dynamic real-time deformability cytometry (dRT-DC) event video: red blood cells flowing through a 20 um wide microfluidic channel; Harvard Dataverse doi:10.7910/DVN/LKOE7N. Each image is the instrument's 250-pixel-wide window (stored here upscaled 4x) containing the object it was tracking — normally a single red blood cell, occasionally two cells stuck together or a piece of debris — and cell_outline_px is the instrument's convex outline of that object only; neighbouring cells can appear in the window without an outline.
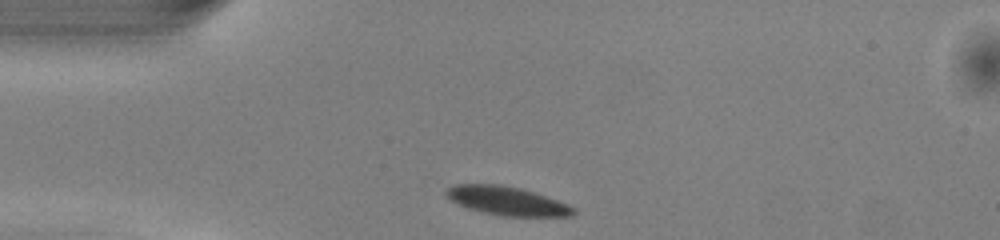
{"species": "common noctule bat (a hibernating species)", "species_latin": "Nyctalus noctula", "temperature_condition": "warm", "stored_images_in_passage": 39, "camera_frame_rate_fps": 3000, "um_per_image_px": 0.085, "animal": {"sex": "male", "body_mass_g": 13.0, "forearm_length_mm": 53.1}, "frame": {"image": 1, "passage_image": 1, "time_ms": 0.0, "image_size_px": [1000, 240], "cell_outline_px": [[576, 212], [572, 216], [500, 216], [480, 212], [468, 208], [452, 200], [444, 192], [452, 184], [500, 184], [520, 188], [568, 204], [576, 208]], "centroid_in_image_um": [43.09, 17.08], "position_along_channel_um": 41.9, "area_um2": 21.15}}
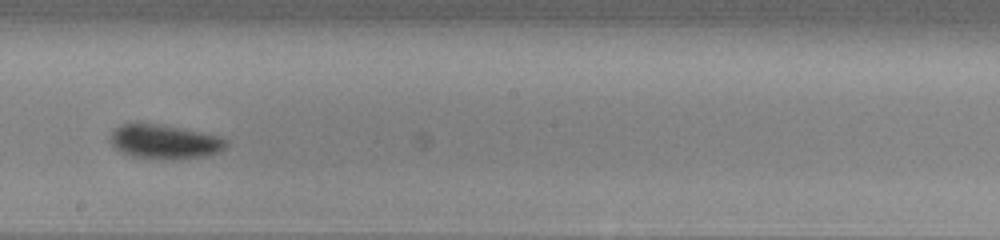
{"frame": {"image": 2, "passage_image": 17, "time_ms": 5.333, "image_size_px": [1000, 240], "cell_outline_px": [[228, 144], [220, 152], [208, 156], [172, 160], [132, 156], [120, 152], [108, 140], [112, 132], [120, 124], [156, 124], [180, 128], [220, 136], [228, 140]], "centroid_in_image_um": [14.01, 12.07], "position_along_channel_um": 234.2, "area_um2": 23.12}}
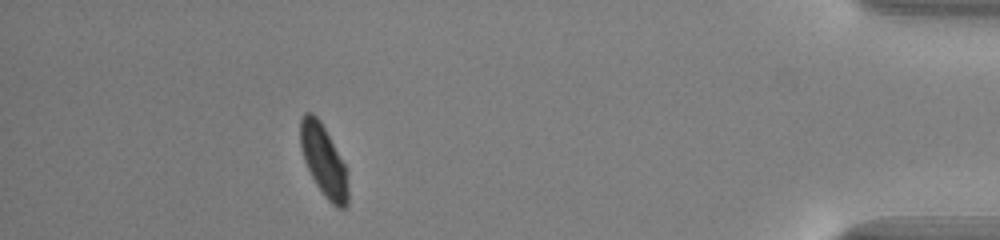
{"frame": {"image": 3, "passage_image": 34, "time_ms": 11.0, "image_size_px": [1000, 240], "cell_outline_px": [[348, 204], [344, 208], [336, 208], [324, 196], [316, 184], [304, 160], [300, 148], [300, 120], [304, 112], [312, 112], [320, 120], [344, 164], [348, 172]], "centroid_in_image_um": [27.51, 13.67], "position_along_channel_um": 407.7, "area_um2": 19.83}, "authors_computed_cell_mechanics": {"area_um2": 21.8484, "velocity_mm_per_s": 4.0676, "shape_relaxation_time_tau1_ms": 2.2151, "shape_relaxation_time_tau2_ms": null, "deformation_change_tau1": 0.1014, "deformation_change_tau2": null}}